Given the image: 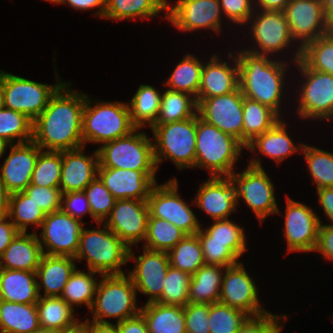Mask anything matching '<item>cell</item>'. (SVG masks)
I'll list each match as a JSON object with an SVG mask.
<instances>
[{"instance_id": "1", "label": "cell", "mask_w": 333, "mask_h": 333, "mask_svg": "<svg viewBox=\"0 0 333 333\" xmlns=\"http://www.w3.org/2000/svg\"><path fill=\"white\" fill-rule=\"evenodd\" d=\"M71 82H64L57 89L33 121L32 140L44 151L84 147L82 121L86 94L70 89Z\"/></svg>"}, {"instance_id": "2", "label": "cell", "mask_w": 333, "mask_h": 333, "mask_svg": "<svg viewBox=\"0 0 333 333\" xmlns=\"http://www.w3.org/2000/svg\"><path fill=\"white\" fill-rule=\"evenodd\" d=\"M275 59L239 49V88L244 97L270 107L281 117L288 64L287 61Z\"/></svg>"}, {"instance_id": "3", "label": "cell", "mask_w": 333, "mask_h": 333, "mask_svg": "<svg viewBox=\"0 0 333 333\" xmlns=\"http://www.w3.org/2000/svg\"><path fill=\"white\" fill-rule=\"evenodd\" d=\"M245 146L235 137L202 120L196 114L195 168L207 169L212 176H229Z\"/></svg>"}, {"instance_id": "4", "label": "cell", "mask_w": 333, "mask_h": 333, "mask_svg": "<svg viewBox=\"0 0 333 333\" xmlns=\"http://www.w3.org/2000/svg\"><path fill=\"white\" fill-rule=\"evenodd\" d=\"M103 229L82 228L76 262L86 260L88 270L99 275H122L124 264L129 261V247L104 223Z\"/></svg>"}, {"instance_id": "5", "label": "cell", "mask_w": 333, "mask_h": 333, "mask_svg": "<svg viewBox=\"0 0 333 333\" xmlns=\"http://www.w3.org/2000/svg\"><path fill=\"white\" fill-rule=\"evenodd\" d=\"M95 102V104H93ZM94 106H93V105ZM129 113L128 102L94 101L86 95L83 110V143H100L101 145L126 136L134 131Z\"/></svg>"}, {"instance_id": "6", "label": "cell", "mask_w": 333, "mask_h": 333, "mask_svg": "<svg viewBox=\"0 0 333 333\" xmlns=\"http://www.w3.org/2000/svg\"><path fill=\"white\" fill-rule=\"evenodd\" d=\"M101 277L90 309L91 321L109 323L105 318H115L118 323L140 313L141 307L137 306L138 293L127 273Z\"/></svg>"}, {"instance_id": "7", "label": "cell", "mask_w": 333, "mask_h": 333, "mask_svg": "<svg viewBox=\"0 0 333 333\" xmlns=\"http://www.w3.org/2000/svg\"><path fill=\"white\" fill-rule=\"evenodd\" d=\"M154 158L157 169L171 160L179 170L195 168L196 115L186 120L152 126Z\"/></svg>"}, {"instance_id": "8", "label": "cell", "mask_w": 333, "mask_h": 333, "mask_svg": "<svg viewBox=\"0 0 333 333\" xmlns=\"http://www.w3.org/2000/svg\"><path fill=\"white\" fill-rule=\"evenodd\" d=\"M99 166L136 171H158L153 143L139 128L130 134L102 144L97 149Z\"/></svg>"}, {"instance_id": "9", "label": "cell", "mask_w": 333, "mask_h": 333, "mask_svg": "<svg viewBox=\"0 0 333 333\" xmlns=\"http://www.w3.org/2000/svg\"><path fill=\"white\" fill-rule=\"evenodd\" d=\"M261 163L259 157H251L247 168L239 173L232 172L229 178L237 188L238 200L242 198L258 220L263 222L266 217L282 211L277 205L274 183Z\"/></svg>"}, {"instance_id": "10", "label": "cell", "mask_w": 333, "mask_h": 333, "mask_svg": "<svg viewBox=\"0 0 333 333\" xmlns=\"http://www.w3.org/2000/svg\"><path fill=\"white\" fill-rule=\"evenodd\" d=\"M56 73V84L35 82L0 70L5 107L25 114L34 121L47 107L50 97L64 83Z\"/></svg>"}, {"instance_id": "11", "label": "cell", "mask_w": 333, "mask_h": 333, "mask_svg": "<svg viewBox=\"0 0 333 333\" xmlns=\"http://www.w3.org/2000/svg\"><path fill=\"white\" fill-rule=\"evenodd\" d=\"M293 64L305 79L304 83L300 82L297 99L299 117L333 121V75L312 70L301 59Z\"/></svg>"}, {"instance_id": "12", "label": "cell", "mask_w": 333, "mask_h": 333, "mask_svg": "<svg viewBox=\"0 0 333 333\" xmlns=\"http://www.w3.org/2000/svg\"><path fill=\"white\" fill-rule=\"evenodd\" d=\"M282 12L291 37L298 44L296 51H293L295 55H292L291 62L295 63L300 59L301 49L307 43L331 32L324 15L322 0H290Z\"/></svg>"}, {"instance_id": "13", "label": "cell", "mask_w": 333, "mask_h": 333, "mask_svg": "<svg viewBox=\"0 0 333 333\" xmlns=\"http://www.w3.org/2000/svg\"><path fill=\"white\" fill-rule=\"evenodd\" d=\"M177 178H171L164 184H155L147 198L149 215L167 220L187 235L196 234L202 227L200 221L187 201L178 193Z\"/></svg>"}, {"instance_id": "14", "label": "cell", "mask_w": 333, "mask_h": 333, "mask_svg": "<svg viewBox=\"0 0 333 333\" xmlns=\"http://www.w3.org/2000/svg\"><path fill=\"white\" fill-rule=\"evenodd\" d=\"M252 21V22H251ZM255 46L244 49L258 55H272L287 50L294 43L288 23L282 11H263L255 9L247 24ZM252 34V35H251ZM256 43V44H255ZM275 53V54H274Z\"/></svg>"}, {"instance_id": "15", "label": "cell", "mask_w": 333, "mask_h": 333, "mask_svg": "<svg viewBox=\"0 0 333 333\" xmlns=\"http://www.w3.org/2000/svg\"><path fill=\"white\" fill-rule=\"evenodd\" d=\"M84 224L62 209L46 214L40 226L42 233L36 232L43 254L75 257Z\"/></svg>"}, {"instance_id": "16", "label": "cell", "mask_w": 333, "mask_h": 333, "mask_svg": "<svg viewBox=\"0 0 333 333\" xmlns=\"http://www.w3.org/2000/svg\"><path fill=\"white\" fill-rule=\"evenodd\" d=\"M181 32L197 30L222 31V11L219 0H176L173 6L167 1L164 16Z\"/></svg>"}, {"instance_id": "17", "label": "cell", "mask_w": 333, "mask_h": 333, "mask_svg": "<svg viewBox=\"0 0 333 333\" xmlns=\"http://www.w3.org/2000/svg\"><path fill=\"white\" fill-rule=\"evenodd\" d=\"M311 207L286 197L283 235L287 252H312L318 240L321 218Z\"/></svg>"}, {"instance_id": "18", "label": "cell", "mask_w": 333, "mask_h": 333, "mask_svg": "<svg viewBox=\"0 0 333 333\" xmlns=\"http://www.w3.org/2000/svg\"><path fill=\"white\" fill-rule=\"evenodd\" d=\"M243 101V93L238 87L225 95L201 99L197 103V113L202 120L242 143Z\"/></svg>"}, {"instance_id": "19", "label": "cell", "mask_w": 333, "mask_h": 333, "mask_svg": "<svg viewBox=\"0 0 333 333\" xmlns=\"http://www.w3.org/2000/svg\"><path fill=\"white\" fill-rule=\"evenodd\" d=\"M251 277L242 262L226 267L219 302L241 310L250 317L267 313L268 310L261 307L258 287Z\"/></svg>"}, {"instance_id": "20", "label": "cell", "mask_w": 333, "mask_h": 333, "mask_svg": "<svg viewBox=\"0 0 333 333\" xmlns=\"http://www.w3.org/2000/svg\"><path fill=\"white\" fill-rule=\"evenodd\" d=\"M148 218L147 200L121 199L116 200L104 224L131 248L145 240Z\"/></svg>"}, {"instance_id": "21", "label": "cell", "mask_w": 333, "mask_h": 333, "mask_svg": "<svg viewBox=\"0 0 333 333\" xmlns=\"http://www.w3.org/2000/svg\"><path fill=\"white\" fill-rule=\"evenodd\" d=\"M129 249V261H136L134 269L127 274L131 277L136 291L149 295L146 303L155 302L162 293L164 279L170 266L167 252L150 250L143 247V253L135 256Z\"/></svg>"}, {"instance_id": "22", "label": "cell", "mask_w": 333, "mask_h": 333, "mask_svg": "<svg viewBox=\"0 0 333 333\" xmlns=\"http://www.w3.org/2000/svg\"><path fill=\"white\" fill-rule=\"evenodd\" d=\"M213 220L228 219L237 212V188L229 176H212L197 191L194 202Z\"/></svg>"}, {"instance_id": "23", "label": "cell", "mask_w": 333, "mask_h": 333, "mask_svg": "<svg viewBox=\"0 0 333 333\" xmlns=\"http://www.w3.org/2000/svg\"><path fill=\"white\" fill-rule=\"evenodd\" d=\"M10 152L0 166V179L9 194L23 192L31 181L39 152L33 140L9 145Z\"/></svg>"}, {"instance_id": "24", "label": "cell", "mask_w": 333, "mask_h": 333, "mask_svg": "<svg viewBox=\"0 0 333 333\" xmlns=\"http://www.w3.org/2000/svg\"><path fill=\"white\" fill-rule=\"evenodd\" d=\"M156 172L98 167V177L116 200H147L157 183Z\"/></svg>"}, {"instance_id": "25", "label": "cell", "mask_w": 333, "mask_h": 333, "mask_svg": "<svg viewBox=\"0 0 333 333\" xmlns=\"http://www.w3.org/2000/svg\"><path fill=\"white\" fill-rule=\"evenodd\" d=\"M215 54L210 57L208 62L203 63L201 82L196 98L197 103L204 98L231 93L239 87L237 56H234L231 51L228 52L229 59L234 61L233 64H229Z\"/></svg>"}, {"instance_id": "26", "label": "cell", "mask_w": 333, "mask_h": 333, "mask_svg": "<svg viewBox=\"0 0 333 333\" xmlns=\"http://www.w3.org/2000/svg\"><path fill=\"white\" fill-rule=\"evenodd\" d=\"M85 147L62 151L60 186L62 193L84 191L98 176L99 156L97 149L85 155Z\"/></svg>"}, {"instance_id": "27", "label": "cell", "mask_w": 333, "mask_h": 333, "mask_svg": "<svg viewBox=\"0 0 333 333\" xmlns=\"http://www.w3.org/2000/svg\"><path fill=\"white\" fill-rule=\"evenodd\" d=\"M76 268L74 257L44 254L36 270L39 296L43 288L42 297H60Z\"/></svg>"}, {"instance_id": "28", "label": "cell", "mask_w": 333, "mask_h": 333, "mask_svg": "<svg viewBox=\"0 0 333 333\" xmlns=\"http://www.w3.org/2000/svg\"><path fill=\"white\" fill-rule=\"evenodd\" d=\"M36 232H19L0 258V269L36 272L43 256Z\"/></svg>"}, {"instance_id": "29", "label": "cell", "mask_w": 333, "mask_h": 333, "mask_svg": "<svg viewBox=\"0 0 333 333\" xmlns=\"http://www.w3.org/2000/svg\"><path fill=\"white\" fill-rule=\"evenodd\" d=\"M280 119L272 128L256 136L245 149L271 158L276 163L282 162L297 151L301 152L304 143L294 144L287 131V123ZM300 149V150H299Z\"/></svg>"}, {"instance_id": "30", "label": "cell", "mask_w": 333, "mask_h": 333, "mask_svg": "<svg viewBox=\"0 0 333 333\" xmlns=\"http://www.w3.org/2000/svg\"><path fill=\"white\" fill-rule=\"evenodd\" d=\"M0 299L35 304L39 299L36 272L0 269Z\"/></svg>"}, {"instance_id": "31", "label": "cell", "mask_w": 333, "mask_h": 333, "mask_svg": "<svg viewBox=\"0 0 333 333\" xmlns=\"http://www.w3.org/2000/svg\"><path fill=\"white\" fill-rule=\"evenodd\" d=\"M149 333H186L184 307L145 303L140 309Z\"/></svg>"}, {"instance_id": "32", "label": "cell", "mask_w": 333, "mask_h": 333, "mask_svg": "<svg viewBox=\"0 0 333 333\" xmlns=\"http://www.w3.org/2000/svg\"><path fill=\"white\" fill-rule=\"evenodd\" d=\"M226 267L205 264L191 275L189 303H218Z\"/></svg>"}, {"instance_id": "33", "label": "cell", "mask_w": 333, "mask_h": 333, "mask_svg": "<svg viewBox=\"0 0 333 333\" xmlns=\"http://www.w3.org/2000/svg\"><path fill=\"white\" fill-rule=\"evenodd\" d=\"M40 327L35 304L0 299V333H30Z\"/></svg>"}, {"instance_id": "34", "label": "cell", "mask_w": 333, "mask_h": 333, "mask_svg": "<svg viewBox=\"0 0 333 333\" xmlns=\"http://www.w3.org/2000/svg\"><path fill=\"white\" fill-rule=\"evenodd\" d=\"M168 0H107V7L103 19L131 20L147 19L158 16L160 12H167Z\"/></svg>"}, {"instance_id": "35", "label": "cell", "mask_w": 333, "mask_h": 333, "mask_svg": "<svg viewBox=\"0 0 333 333\" xmlns=\"http://www.w3.org/2000/svg\"><path fill=\"white\" fill-rule=\"evenodd\" d=\"M280 119L270 107L244 97L242 144L246 147L256 136L272 128Z\"/></svg>"}, {"instance_id": "36", "label": "cell", "mask_w": 333, "mask_h": 333, "mask_svg": "<svg viewBox=\"0 0 333 333\" xmlns=\"http://www.w3.org/2000/svg\"><path fill=\"white\" fill-rule=\"evenodd\" d=\"M162 93L150 85L141 84L138 87L128 104L131 121L136 128L142 130L146 125L150 128L154 125L159 113Z\"/></svg>"}, {"instance_id": "37", "label": "cell", "mask_w": 333, "mask_h": 333, "mask_svg": "<svg viewBox=\"0 0 333 333\" xmlns=\"http://www.w3.org/2000/svg\"><path fill=\"white\" fill-rule=\"evenodd\" d=\"M197 107L196 98L191 94L166 89L162 93L159 113L153 126L194 117Z\"/></svg>"}, {"instance_id": "38", "label": "cell", "mask_w": 333, "mask_h": 333, "mask_svg": "<svg viewBox=\"0 0 333 333\" xmlns=\"http://www.w3.org/2000/svg\"><path fill=\"white\" fill-rule=\"evenodd\" d=\"M202 68L201 59L186 53L164 82L165 88L171 91L185 92L197 98Z\"/></svg>"}, {"instance_id": "39", "label": "cell", "mask_w": 333, "mask_h": 333, "mask_svg": "<svg viewBox=\"0 0 333 333\" xmlns=\"http://www.w3.org/2000/svg\"><path fill=\"white\" fill-rule=\"evenodd\" d=\"M40 327L60 331L73 326L78 319L75 310L61 297H42L36 303Z\"/></svg>"}, {"instance_id": "40", "label": "cell", "mask_w": 333, "mask_h": 333, "mask_svg": "<svg viewBox=\"0 0 333 333\" xmlns=\"http://www.w3.org/2000/svg\"><path fill=\"white\" fill-rule=\"evenodd\" d=\"M88 272L79 271L77 268L70 276L66 283L61 298L66 301L73 309L74 306L85 304L89 311L94 303L95 294L99 281L95 279V275L99 274L95 271Z\"/></svg>"}, {"instance_id": "41", "label": "cell", "mask_w": 333, "mask_h": 333, "mask_svg": "<svg viewBox=\"0 0 333 333\" xmlns=\"http://www.w3.org/2000/svg\"><path fill=\"white\" fill-rule=\"evenodd\" d=\"M170 266L193 275L205 265L198 235H186L169 252Z\"/></svg>"}, {"instance_id": "42", "label": "cell", "mask_w": 333, "mask_h": 333, "mask_svg": "<svg viewBox=\"0 0 333 333\" xmlns=\"http://www.w3.org/2000/svg\"><path fill=\"white\" fill-rule=\"evenodd\" d=\"M45 213L24 192L10 194L7 216L20 232H27L28 226L39 228Z\"/></svg>"}, {"instance_id": "43", "label": "cell", "mask_w": 333, "mask_h": 333, "mask_svg": "<svg viewBox=\"0 0 333 333\" xmlns=\"http://www.w3.org/2000/svg\"><path fill=\"white\" fill-rule=\"evenodd\" d=\"M187 234L167 220L149 215L144 248L169 252Z\"/></svg>"}, {"instance_id": "44", "label": "cell", "mask_w": 333, "mask_h": 333, "mask_svg": "<svg viewBox=\"0 0 333 333\" xmlns=\"http://www.w3.org/2000/svg\"><path fill=\"white\" fill-rule=\"evenodd\" d=\"M0 138L10 145L32 141L33 121L25 114L4 107L0 110Z\"/></svg>"}, {"instance_id": "45", "label": "cell", "mask_w": 333, "mask_h": 333, "mask_svg": "<svg viewBox=\"0 0 333 333\" xmlns=\"http://www.w3.org/2000/svg\"><path fill=\"white\" fill-rule=\"evenodd\" d=\"M316 189L333 187V153L303 144L301 149Z\"/></svg>"}, {"instance_id": "46", "label": "cell", "mask_w": 333, "mask_h": 333, "mask_svg": "<svg viewBox=\"0 0 333 333\" xmlns=\"http://www.w3.org/2000/svg\"><path fill=\"white\" fill-rule=\"evenodd\" d=\"M300 59L312 70L333 75V32L307 43Z\"/></svg>"}, {"instance_id": "47", "label": "cell", "mask_w": 333, "mask_h": 333, "mask_svg": "<svg viewBox=\"0 0 333 333\" xmlns=\"http://www.w3.org/2000/svg\"><path fill=\"white\" fill-rule=\"evenodd\" d=\"M62 169V151H44L38 154L30 185L59 188Z\"/></svg>"}, {"instance_id": "48", "label": "cell", "mask_w": 333, "mask_h": 333, "mask_svg": "<svg viewBox=\"0 0 333 333\" xmlns=\"http://www.w3.org/2000/svg\"><path fill=\"white\" fill-rule=\"evenodd\" d=\"M203 230L209 235V242L228 243V248L238 257L247 251L244 227L238 226L231 219L214 220Z\"/></svg>"}, {"instance_id": "49", "label": "cell", "mask_w": 333, "mask_h": 333, "mask_svg": "<svg viewBox=\"0 0 333 333\" xmlns=\"http://www.w3.org/2000/svg\"><path fill=\"white\" fill-rule=\"evenodd\" d=\"M190 280L189 273L169 266L161 296L155 302L184 307L189 303Z\"/></svg>"}, {"instance_id": "50", "label": "cell", "mask_w": 333, "mask_h": 333, "mask_svg": "<svg viewBox=\"0 0 333 333\" xmlns=\"http://www.w3.org/2000/svg\"><path fill=\"white\" fill-rule=\"evenodd\" d=\"M249 317L245 312L220 302L209 304L210 333H237Z\"/></svg>"}, {"instance_id": "51", "label": "cell", "mask_w": 333, "mask_h": 333, "mask_svg": "<svg viewBox=\"0 0 333 333\" xmlns=\"http://www.w3.org/2000/svg\"><path fill=\"white\" fill-rule=\"evenodd\" d=\"M84 193L90 204L93 220L97 224L104 223L109 217L116 199L98 176L85 188Z\"/></svg>"}, {"instance_id": "52", "label": "cell", "mask_w": 333, "mask_h": 333, "mask_svg": "<svg viewBox=\"0 0 333 333\" xmlns=\"http://www.w3.org/2000/svg\"><path fill=\"white\" fill-rule=\"evenodd\" d=\"M196 234L201 243L206 264L229 267L240 262L239 258L228 248V243L209 242V235L203 230V227Z\"/></svg>"}, {"instance_id": "53", "label": "cell", "mask_w": 333, "mask_h": 333, "mask_svg": "<svg viewBox=\"0 0 333 333\" xmlns=\"http://www.w3.org/2000/svg\"><path fill=\"white\" fill-rule=\"evenodd\" d=\"M287 318L289 317L286 314L275 315L268 311L259 316L249 317L237 333H281Z\"/></svg>"}, {"instance_id": "54", "label": "cell", "mask_w": 333, "mask_h": 333, "mask_svg": "<svg viewBox=\"0 0 333 333\" xmlns=\"http://www.w3.org/2000/svg\"><path fill=\"white\" fill-rule=\"evenodd\" d=\"M23 192L28 195L45 214L61 209L62 192L60 188L29 185Z\"/></svg>"}, {"instance_id": "55", "label": "cell", "mask_w": 333, "mask_h": 333, "mask_svg": "<svg viewBox=\"0 0 333 333\" xmlns=\"http://www.w3.org/2000/svg\"><path fill=\"white\" fill-rule=\"evenodd\" d=\"M209 304L187 303L184 306L186 333H210Z\"/></svg>"}, {"instance_id": "56", "label": "cell", "mask_w": 333, "mask_h": 333, "mask_svg": "<svg viewBox=\"0 0 333 333\" xmlns=\"http://www.w3.org/2000/svg\"><path fill=\"white\" fill-rule=\"evenodd\" d=\"M222 14L234 24L246 25L255 11L254 0H219Z\"/></svg>"}, {"instance_id": "57", "label": "cell", "mask_w": 333, "mask_h": 333, "mask_svg": "<svg viewBox=\"0 0 333 333\" xmlns=\"http://www.w3.org/2000/svg\"><path fill=\"white\" fill-rule=\"evenodd\" d=\"M61 209L69 216L83 222V215L89 214L90 204L84 191L62 193Z\"/></svg>"}, {"instance_id": "58", "label": "cell", "mask_w": 333, "mask_h": 333, "mask_svg": "<svg viewBox=\"0 0 333 333\" xmlns=\"http://www.w3.org/2000/svg\"><path fill=\"white\" fill-rule=\"evenodd\" d=\"M314 252L321 253L324 259L333 261V225L323 224L321 221L318 230V240Z\"/></svg>"}, {"instance_id": "59", "label": "cell", "mask_w": 333, "mask_h": 333, "mask_svg": "<svg viewBox=\"0 0 333 333\" xmlns=\"http://www.w3.org/2000/svg\"><path fill=\"white\" fill-rule=\"evenodd\" d=\"M68 4L75 10L86 11L97 8L94 15L103 18L107 7V0H59L57 4Z\"/></svg>"}, {"instance_id": "60", "label": "cell", "mask_w": 333, "mask_h": 333, "mask_svg": "<svg viewBox=\"0 0 333 333\" xmlns=\"http://www.w3.org/2000/svg\"><path fill=\"white\" fill-rule=\"evenodd\" d=\"M19 232L8 216L0 219V258Z\"/></svg>"}, {"instance_id": "61", "label": "cell", "mask_w": 333, "mask_h": 333, "mask_svg": "<svg viewBox=\"0 0 333 333\" xmlns=\"http://www.w3.org/2000/svg\"><path fill=\"white\" fill-rule=\"evenodd\" d=\"M116 324L119 333H149L144 317L140 313Z\"/></svg>"}, {"instance_id": "62", "label": "cell", "mask_w": 333, "mask_h": 333, "mask_svg": "<svg viewBox=\"0 0 333 333\" xmlns=\"http://www.w3.org/2000/svg\"><path fill=\"white\" fill-rule=\"evenodd\" d=\"M318 202L323 208L324 214L333 225V187L317 190Z\"/></svg>"}, {"instance_id": "63", "label": "cell", "mask_w": 333, "mask_h": 333, "mask_svg": "<svg viewBox=\"0 0 333 333\" xmlns=\"http://www.w3.org/2000/svg\"><path fill=\"white\" fill-rule=\"evenodd\" d=\"M290 0H254L256 9L263 11H283Z\"/></svg>"}, {"instance_id": "64", "label": "cell", "mask_w": 333, "mask_h": 333, "mask_svg": "<svg viewBox=\"0 0 333 333\" xmlns=\"http://www.w3.org/2000/svg\"><path fill=\"white\" fill-rule=\"evenodd\" d=\"M88 333H119V330L116 323H101L88 319Z\"/></svg>"}, {"instance_id": "65", "label": "cell", "mask_w": 333, "mask_h": 333, "mask_svg": "<svg viewBox=\"0 0 333 333\" xmlns=\"http://www.w3.org/2000/svg\"><path fill=\"white\" fill-rule=\"evenodd\" d=\"M9 196L10 194L7 192L5 185L0 179V219L7 216Z\"/></svg>"}, {"instance_id": "66", "label": "cell", "mask_w": 333, "mask_h": 333, "mask_svg": "<svg viewBox=\"0 0 333 333\" xmlns=\"http://www.w3.org/2000/svg\"><path fill=\"white\" fill-rule=\"evenodd\" d=\"M58 333H88V319L86 318L84 322L78 320L73 326L64 328Z\"/></svg>"}, {"instance_id": "67", "label": "cell", "mask_w": 333, "mask_h": 333, "mask_svg": "<svg viewBox=\"0 0 333 333\" xmlns=\"http://www.w3.org/2000/svg\"><path fill=\"white\" fill-rule=\"evenodd\" d=\"M322 6L330 31L333 32V0H322Z\"/></svg>"}, {"instance_id": "68", "label": "cell", "mask_w": 333, "mask_h": 333, "mask_svg": "<svg viewBox=\"0 0 333 333\" xmlns=\"http://www.w3.org/2000/svg\"><path fill=\"white\" fill-rule=\"evenodd\" d=\"M9 143L4 139L0 138V158L4 155L5 151L9 147Z\"/></svg>"}, {"instance_id": "69", "label": "cell", "mask_w": 333, "mask_h": 333, "mask_svg": "<svg viewBox=\"0 0 333 333\" xmlns=\"http://www.w3.org/2000/svg\"><path fill=\"white\" fill-rule=\"evenodd\" d=\"M30 333H58V331L48 329V328L39 327L38 329H35Z\"/></svg>"}, {"instance_id": "70", "label": "cell", "mask_w": 333, "mask_h": 333, "mask_svg": "<svg viewBox=\"0 0 333 333\" xmlns=\"http://www.w3.org/2000/svg\"><path fill=\"white\" fill-rule=\"evenodd\" d=\"M4 107H5L4 93H3L2 85L0 83V110L3 109Z\"/></svg>"}, {"instance_id": "71", "label": "cell", "mask_w": 333, "mask_h": 333, "mask_svg": "<svg viewBox=\"0 0 333 333\" xmlns=\"http://www.w3.org/2000/svg\"><path fill=\"white\" fill-rule=\"evenodd\" d=\"M45 1L53 2V3L57 4V2H58L59 0H45Z\"/></svg>"}]
</instances>
